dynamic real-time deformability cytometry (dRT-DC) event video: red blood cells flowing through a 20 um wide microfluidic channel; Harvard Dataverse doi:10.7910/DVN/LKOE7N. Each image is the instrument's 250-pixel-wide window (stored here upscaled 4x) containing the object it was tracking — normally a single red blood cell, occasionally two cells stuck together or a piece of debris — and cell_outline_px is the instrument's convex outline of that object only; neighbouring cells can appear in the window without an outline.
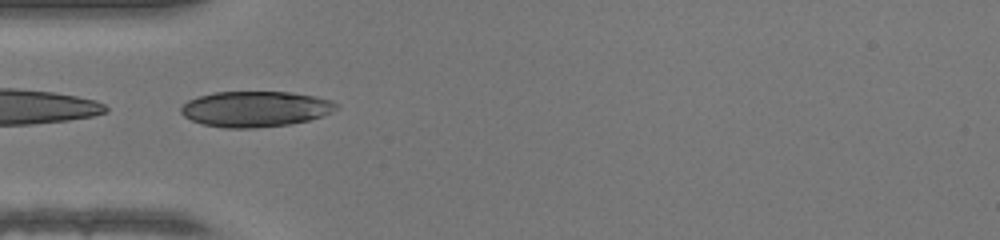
{"species": "human", "species_latin": "Homo sapiens", "temperature_condition": "warm", "stored_images_in_passage": 12, "camera_frame_rate_fps": 3000, "um_per_image_px": 0.085, "donor": {"sex": "female"}, "frame": {"image": 1, "passage_image": 1, "time_ms": 0.0, "image_size_px": [1000, 240], "cell_outline_px": [[336, 108], [320, 116], [308, 120], [288, 124], [256, 128], [224, 128], [204, 124], [192, 120], [184, 116], [180, 112], [180, 108], [188, 100], [200, 96], [216, 92], [288, 92], [316, 96], [332, 100], [336, 104]], "centroid_in_image_um": [21.67, 9.26], "position_along_channel_um": 63.3, "area_um2": 31.91}}
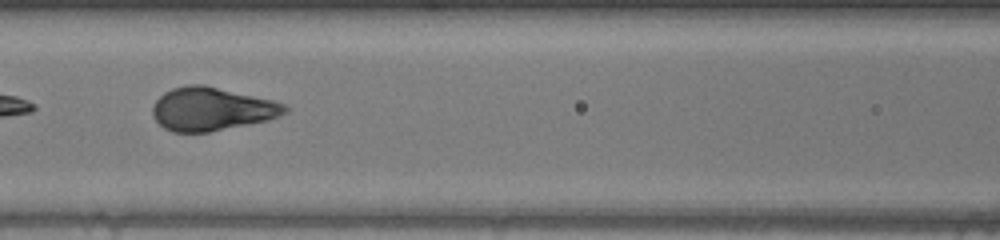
{"frame": {"image": 2, "passage_image": 7, "time_ms": 2.0, "image_size_px": [1000, 240], "cell_outline_px": [[288, 112], [268, 120], [208, 132], [172, 132], [164, 128], [152, 116], [152, 104], [164, 92], [172, 88], [188, 84], [204, 84], [272, 100], [284, 104], [288, 108]], "centroid_in_image_um": [17.96, 9.26], "position_along_channel_um": 148.6, "area_um2": 33.35}}
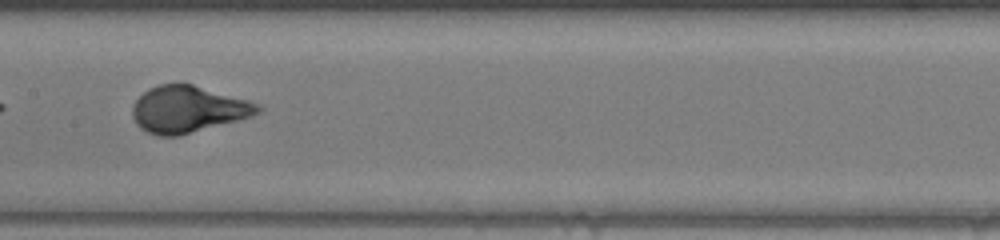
{"frame": {"image": 3, "passage_image": 10, "time_ms": 3.0, "image_size_px": [1000, 240], "cell_outline_px": [[264, 108], [260, 112], [252, 116], [176, 136], [160, 136], [148, 132], [140, 128], [136, 124], [132, 116], [132, 108], [136, 100], [148, 88], [160, 84], [192, 84], [248, 100], [260, 104]], "centroid_in_image_um": [15.97, 9.28], "position_along_channel_um": 191.4, "area_um2": 33.76}}